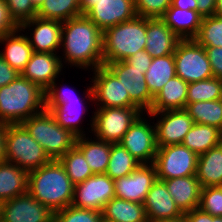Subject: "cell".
<instances>
[{
    "label": "cell",
    "mask_w": 222,
    "mask_h": 222,
    "mask_svg": "<svg viewBox=\"0 0 222 222\" xmlns=\"http://www.w3.org/2000/svg\"><path fill=\"white\" fill-rule=\"evenodd\" d=\"M60 47L63 67L93 71L104 65L103 32L84 14L62 22Z\"/></svg>",
    "instance_id": "1"
},
{
    "label": "cell",
    "mask_w": 222,
    "mask_h": 222,
    "mask_svg": "<svg viewBox=\"0 0 222 222\" xmlns=\"http://www.w3.org/2000/svg\"><path fill=\"white\" fill-rule=\"evenodd\" d=\"M74 184L59 160L28 173V193L53 213L71 205Z\"/></svg>",
    "instance_id": "2"
},
{
    "label": "cell",
    "mask_w": 222,
    "mask_h": 222,
    "mask_svg": "<svg viewBox=\"0 0 222 222\" xmlns=\"http://www.w3.org/2000/svg\"><path fill=\"white\" fill-rule=\"evenodd\" d=\"M45 110V91L21 74L0 87V122L21 124Z\"/></svg>",
    "instance_id": "3"
},
{
    "label": "cell",
    "mask_w": 222,
    "mask_h": 222,
    "mask_svg": "<svg viewBox=\"0 0 222 222\" xmlns=\"http://www.w3.org/2000/svg\"><path fill=\"white\" fill-rule=\"evenodd\" d=\"M146 18H135L103 32V62L124 61L146 47Z\"/></svg>",
    "instance_id": "4"
},
{
    "label": "cell",
    "mask_w": 222,
    "mask_h": 222,
    "mask_svg": "<svg viewBox=\"0 0 222 222\" xmlns=\"http://www.w3.org/2000/svg\"><path fill=\"white\" fill-rule=\"evenodd\" d=\"M21 125L43 147L50 159L58 160L75 146L76 136L62 128L47 110L25 119Z\"/></svg>",
    "instance_id": "5"
},
{
    "label": "cell",
    "mask_w": 222,
    "mask_h": 222,
    "mask_svg": "<svg viewBox=\"0 0 222 222\" xmlns=\"http://www.w3.org/2000/svg\"><path fill=\"white\" fill-rule=\"evenodd\" d=\"M5 140L6 161L18 165L28 173L51 160L21 124H7Z\"/></svg>",
    "instance_id": "6"
},
{
    "label": "cell",
    "mask_w": 222,
    "mask_h": 222,
    "mask_svg": "<svg viewBox=\"0 0 222 222\" xmlns=\"http://www.w3.org/2000/svg\"><path fill=\"white\" fill-rule=\"evenodd\" d=\"M91 120V132L96 138L116 144L119 143L130 126L143 113L137 107L97 108Z\"/></svg>",
    "instance_id": "7"
},
{
    "label": "cell",
    "mask_w": 222,
    "mask_h": 222,
    "mask_svg": "<svg viewBox=\"0 0 222 222\" xmlns=\"http://www.w3.org/2000/svg\"><path fill=\"white\" fill-rule=\"evenodd\" d=\"M93 77L90 86L87 87L83 99L94 102L96 108L111 107H136L131 101L127 90H125L121 81L105 66H99L93 70Z\"/></svg>",
    "instance_id": "8"
},
{
    "label": "cell",
    "mask_w": 222,
    "mask_h": 222,
    "mask_svg": "<svg viewBox=\"0 0 222 222\" xmlns=\"http://www.w3.org/2000/svg\"><path fill=\"white\" fill-rule=\"evenodd\" d=\"M176 75L187 83L213 77L205 47L195 39H181L174 52Z\"/></svg>",
    "instance_id": "9"
},
{
    "label": "cell",
    "mask_w": 222,
    "mask_h": 222,
    "mask_svg": "<svg viewBox=\"0 0 222 222\" xmlns=\"http://www.w3.org/2000/svg\"><path fill=\"white\" fill-rule=\"evenodd\" d=\"M198 156L182 144L158 147L154 165L157 179L195 176Z\"/></svg>",
    "instance_id": "10"
},
{
    "label": "cell",
    "mask_w": 222,
    "mask_h": 222,
    "mask_svg": "<svg viewBox=\"0 0 222 222\" xmlns=\"http://www.w3.org/2000/svg\"><path fill=\"white\" fill-rule=\"evenodd\" d=\"M144 116V118H143ZM143 113L130 126L119 144L124 147L140 164H153L156 153V129ZM145 119V120H144Z\"/></svg>",
    "instance_id": "11"
},
{
    "label": "cell",
    "mask_w": 222,
    "mask_h": 222,
    "mask_svg": "<svg viewBox=\"0 0 222 222\" xmlns=\"http://www.w3.org/2000/svg\"><path fill=\"white\" fill-rule=\"evenodd\" d=\"M115 197L114 180L106 173L93 174L84 182L74 185L72 206L102 212Z\"/></svg>",
    "instance_id": "12"
},
{
    "label": "cell",
    "mask_w": 222,
    "mask_h": 222,
    "mask_svg": "<svg viewBox=\"0 0 222 222\" xmlns=\"http://www.w3.org/2000/svg\"><path fill=\"white\" fill-rule=\"evenodd\" d=\"M148 118H158L155 125L157 147L182 144L185 135L194 125L185 109L148 112Z\"/></svg>",
    "instance_id": "13"
},
{
    "label": "cell",
    "mask_w": 222,
    "mask_h": 222,
    "mask_svg": "<svg viewBox=\"0 0 222 222\" xmlns=\"http://www.w3.org/2000/svg\"><path fill=\"white\" fill-rule=\"evenodd\" d=\"M105 66L121 81L129 93L130 101L144 114L148 113L151 110L154 97L148 90L145 72L133 68L125 61L111 62Z\"/></svg>",
    "instance_id": "14"
},
{
    "label": "cell",
    "mask_w": 222,
    "mask_h": 222,
    "mask_svg": "<svg viewBox=\"0 0 222 222\" xmlns=\"http://www.w3.org/2000/svg\"><path fill=\"white\" fill-rule=\"evenodd\" d=\"M3 222H53L54 213L28 192L1 203Z\"/></svg>",
    "instance_id": "15"
},
{
    "label": "cell",
    "mask_w": 222,
    "mask_h": 222,
    "mask_svg": "<svg viewBox=\"0 0 222 222\" xmlns=\"http://www.w3.org/2000/svg\"><path fill=\"white\" fill-rule=\"evenodd\" d=\"M156 180L155 165L140 164L131 174L114 180L115 197L143 204Z\"/></svg>",
    "instance_id": "16"
},
{
    "label": "cell",
    "mask_w": 222,
    "mask_h": 222,
    "mask_svg": "<svg viewBox=\"0 0 222 222\" xmlns=\"http://www.w3.org/2000/svg\"><path fill=\"white\" fill-rule=\"evenodd\" d=\"M30 27H33L30 29ZM22 32L31 30L27 36L34 52L58 53L61 46L62 22L58 20L34 17L19 25ZM34 29V30H33ZM59 48V49H58Z\"/></svg>",
    "instance_id": "17"
},
{
    "label": "cell",
    "mask_w": 222,
    "mask_h": 222,
    "mask_svg": "<svg viewBox=\"0 0 222 222\" xmlns=\"http://www.w3.org/2000/svg\"><path fill=\"white\" fill-rule=\"evenodd\" d=\"M84 15L102 32L137 16L134 0H99Z\"/></svg>",
    "instance_id": "18"
},
{
    "label": "cell",
    "mask_w": 222,
    "mask_h": 222,
    "mask_svg": "<svg viewBox=\"0 0 222 222\" xmlns=\"http://www.w3.org/2000/svg\"><path fill=\"white\" fill-rule=\"evenodd\" d=\"M58 53L33 52L21 75L46 91L63 71Z\"/></svg>",
    "instance_id": "19"
},
{
    "label": "cell",
    "mask_w": 222,
    "mask_h": 222,
    "mask_svg": "<svg viewBox=\"0 0 222 222\" xmlns=\"http://www.w3.org/2000/svg\"><path fill=\"white\" fill-rule=\"evenodd\" d=\"M83 101L82 98L45 99V110L54 116L62 128L69 130L76 137H81L86 135L80 125L87 110Z\"/></svg>",
    "instance_id": "20"
},
{
    "label": "cell",
    "mask_w": 222,
    "mask_h": 222,
    "mask_svg": "<svg viewBox=\"0 0 222 222\" xmlns=\"http://www.w3.org/2000/svg\"><path fill=\"white\" fill-rule=\"evenodd\" d=\"M148 222L171 219L184 215L170 196L166 184L156 180L143 202Z\"/></svg>",
    "instance_id": "21"
},
{
    "label": "cell",
    "mask_w": 222,
    "mask_h": 222,
    "mask_svg": "<svg viewBox=\"0 0 222 222\" xmlns=\"http://www.w3.org/2000/svg\"><path fill=\"white\" fill-rule=\"evenodd\" d=\"M145 51L153 58L174 54L181 40L161 18H146Z\"/></svg>",
    "instance_id": "22"
},
{
    "label": "cell",
    "mask_w": 222,
    "mask_h": 222,
    "mask_svg": "<svg viewBox=\"0 0 222 222\" xmlns=\"http://www.w3.org/2000/svg\"><path fill=\"white\" fill-rule=\"evenodd\" d=\"M162 181L166 184L170 196L183 213L198 208L202 187L196 175Z\"/></svg>",
    "instance_id": "23"
},
{
    "label": "cell",
    "mask_w": 222,
    "mask_h": 222,
    "mask_svg": "<svg viewBox=\"0 0 222 222\" xmlns=\"http://www.w3.org/2000/svg\"><path fill=\"white\" fill-rule=\"evenodd\" d=\"M20 28L12 33L0 36L5 48L0 52L2 58L18 73H22L33 54V48ZM4 51V52H3Z\"/></svg>",
    "instance_id": "24"
},
{
    "label": "cell",
    "mask_w": 222,
    "mask_h": 222,
    "mask_svg": "<svg viewBox=\"0 0 222 222\" xmlns=\"http://www.w3.org/2000/svg\"><path fill=\"white\" fill-rule=\"evenodd\" d=\"M188 85L181 77H172L154 97L149 112L185 109Z\"/></svg>",
    "instance_id": "25"
},
{
    "label": "cell",
    "mask_w": 222,
    "mask_h": 222,
    "mask_svg": "<svg viewBox=\"0 0 222 222\" xmlns=\"http://www.w3.org/2000/svg\"><path fill=\"white\" fill-rule=\"evenodd\" d=\"M202 16L194 10L171 5L161 19L180 39H194L200 30Z\"/></svg>",
    "instance_id": "26"
},
{
    "label": "cell",
    "mask_w": 222,
    "mask_h": 222,
    "mask_svg": "<svg viewBox=\"0 0 222 222\" xmlns=\"http://www.w3.org/2000/svg\"><path fill=\"white\" fill-rule=\"evenodd\" d=\"M89 136L76 138L75 147L84 155L93 174L105 173L108 167L111 143Z\"/></svg>",
    "instance_id": "27"
},
{
    "label": "cell",
    "mask_w": 222,
    "mask_h": 222,
    "mask_svg": "<svg viewBox=\"0 0 222 222\" xmlns=\"http://www.w3.org/2000/svg\"><path fill=\"white\" fill-rule=\"evenodd\" d=\"M28 192V172L18 165L0 163V202L13 199Z\"/></svg>",
    "instance_id": "28"
},
{
    "label": "cell",
    "mask_w": 222,
    "mask_h": 222,
    "mask_svg": "<svg viewBox=\"0 0 222 222\" xmlns=\"http://www.w3.org/2000/svg\"><path fill=\"white\" fill-rule=\"evenodd\" d=\"M196 177L202 188L222 186V143L198 156Z\"/></svg>",
    "instance_id": "29"
},
{
    "label": "cell",
    "mask_w": 222,
    "mask_h": 222,
    "mask_svg": "<svg viewBox=\"0 0 222 222\" xmlns=\"http://www.w3.org/2000/svg\"><path fill=\"white\" fill-rule=\"evenodd\" d=\"M102 218L108 222H148L142 203L116 197L103 207Z\"/></svg>",
    "instance_id": "30"
},
{
    "label": "cell",
    "mask_w": 222,
    "mask_h": 222,
    "mask_svg": "<svg viewBox=\"0 0 222 222\" xmlns=\"http://www.w3.org/2000/svg\"><path fill=\"white\" fill-rule=\"evenodd\" d=\"M221 143L222 131L219 128L194 123L185 135L182 145L200 156Z\"/></svg>",
    "instance_id": "31"
},
{
    "label": "cell",
    "mask_w": 222,
    "mask_h": 222,
    "mask_svg": "<svg viewBox=\"0 0 222 222\" xmlns=\"http://www.w3.org/2000/svg\"><path fill=\"white\" fill-rule=\"evenodd\" d=\"M174 76H176L174 54L153 58L145 73L150 94L155 97L165 83Z\"/></svg>",
    "instance_id": "32"
},
{
    "label": "cell",
    "mask_w": 222,
    "mask_h": 222,
    "mask_svg": "<svg viewBox=\"0 0 222 222\" xmlns=\"http://www.w3.org/2000/svg\"><path fill=\"white\" fill-rule=\"evenodd\" d=\"M185 110L194 123L217 127L222 131V99L186 103Z\"/></svg>",
    "instance_id": "33"
},
{
    "label": "cell",
    "mask_w": 222,
    "mask_h": 222,
    "mask_svg": "<svg viewBox=\"0 0 222 222\" xmlns=\"http://www.w3.org/2000/svg\"><path fill=\"white\" fill-rule=\"evenodd\" d=\"M81 15L83 12L79 0H45L37 10V17L61 22Z\"/></svg>",
    "instance_id": "34"
},
{
    "label": "cell",
    "mask_w": 222,
    "mask_h": 222,
    "mask_svg": "<svg viewBox=\"0 0 222 222\" xmlns=\"http://www.w3.org/2000/svg\"><path fill=\"white\" fill-rule=\"evenodd\" d=\"M140 163L119 143H111L110 159L106 174L113 180L131 174Z\"/></svg>",
    "instance_id": "35"
},
{
    "label": "cell",
    "mask_w": 222,
    "mask_h": 222,
    "mask_svg": "<svg viewBox=\"0 0 222 222\" xmlns=\"http://www.w3.org/2000/svg\"><path fill=\"white\" fill-rule=\"evenodd\" d=\"M58 160L74 185L84 182L93 175L84 155L75 146Z\"/></svg>",
    "instance_id": "36"
},
{
    "label": "cell",
    "mask_w": 222,
    "mask_h": 222,
    "mask_svg": "<svg viewBox=\"0 0 222 222\" xmlns=\"http://www.w3.org/2000/svg\"><path fill=\"white\" fill-rule=\"evenodd\" d=\"M218 99H222L221 78L212 77L189 83L186 103L214 101Z\"/></svg>",
    "instance_id": "37"
},
{
    "label": "cell",
    "mask_w": 222,
    "mask_h": 222,
    "mask_svg": "<svg viewBox=\"0 0 222 222\" xmlns=\"http://www.w3.org/2000/svg\"><path fill=\"white\" fill-rule=\"evenodd\" d=\"M194 39L203 47H222V17H203L199 33Z\"/></svg>",
    "instance_id": "38"
},
{
    "label": "cell",
    "mask_w": 222,
    "mask_h": 222,
    "mask_svg": "<svg viewBox=\"0 0 222 222\" xmlns=\"http://www.w3.org/2000/svg\"><path fill=\"white\" fill-rule=\"evenodd\" d=\"M102 212L68 206L54 213L53 222H102Z\"/></svg>",
    "instance_id": "39"
},
{
    "label": "cell",
    "mask_w": 222,
    "mask_h": 222,
    "mask_svg": "<svg viewBox=\"0 0 222 222\" xmlns=\"http://www.w3.org/2000/svg\"><path fill=\"white\" fill-rule=\"evenodd\" d=\"M198 208L211 216H222V186L201 188Z\"/></svg>",
    "instance_id": "40"
},
{
    "label": "cell",
    "mask_w": 222,
    "mask_h": 222,
    "mask_svg": "<svg viewBox=\"0 0 222 222\" xmlns=\"http://www.w3.org/2000/svg\"><path fill=\"white\" fill-rule=\"evenodd\" d=\"M137 16L161 18L172 5V0H134Z\"/></svg>",
    "instance_id": "41"
},
{
    "label": "cell",
    "mask_w": 222,
    "mask_h": 222,
    "mask_svg": "<svg viewBox=\"0 0 222 222\" xmlns=\"http://www.w3.org/2000/svg\"><path fill=\"white\" fill-rule=\"evenodd\" d=\"M5 2L10 16L18 25L37 16V10L31 0H5Z\"/></svg>",
    "instance_id": "42"
},
{
    "label": "cell",
    "mask_w": 222,
    "mask_h": 222,
    "mask_svg": "<svg viewBox=\"0 0 222 222\" xmlns=\"http://www.w3.org/2000/svg\"><path fill=\"white\" fill-rule=\"evenodd\" d=\"M57 79H55L51 86L45 91V99H71V98H81L80 96H77L75 93V88H69L70 86H58ZM75 96V97H74Z\"/></svg>",
    "instance_id": "43"
},
{
    "label": "cell",
    "mask_w": 222,
    "mask_h": 222,
    "mask_svg": "<svg viewBox=\"0 0 222 222\" xmlns=\"http://www.w3.org/2000/svg\"><path fill=\"white\" fill-rule=\"evenodd\" d=\"M19 25L10 16L5 0H0V36L12 33Z\"/></svg>",
    "instance_id": "44"
},
{
    "label": "cell",
    "mask_w": 222,
    "mask_h": 222,
    "mask_svg": "<svg viewBox=\"0 0 222 222\" xmlns=\"http://www.w3.org/2000/svg\"><path fill=\"white\" fill-rule=\"evenodd\" d=\"M213 77L222 79V47H205Z\"/></svg>",
    "instance_id": "45"
},
{
    "label": "cell",
    "mask_w": 222,
    "mask_h": 222,
    "mask_svg": "<svg viewBox=\"0 0 222 222\" xmlns=\"http://www.w3.org/2000/svg\"><path fill=\"white\" fill-rule=\"evenodd\" d=\"M152 59L153 57L149 53H147L145 50H140L124 61L133 68L143 70L146 73L147 69L151 65Z\"/></svg>",
    "instance_id": "46"
},
{
    "label": "cell",
    "mask_w": 222,
    "mask_h": 222,
    "mask_svg": "<svg viewBox=\"0 0 222 222\" xmlns=\"http://www.w3.org/2000/svg\"><path fill=\"white\" fill-rule=\"evenodd\" d=\"M19 75L0 55V87L10 84Z\"/></svg>",
    "instance_id": "47"
},
{
    "label": "cell",
    "mask_w": 222,
    "mask_h": 222,
    "mask_svg": "<svg viewBox=\"0 0 222 222\" xmlns=\"http://www.w3.org/2000/svg\"><path fill=\"white\" fill-rule=\"evenodd\" d=\"M197 12L202 17L213 16L216 6V0H196Z\"/></svg>",
    "instance_id": "48"
},
{
    "label": "cell",
    "mask_w": 222,
    "mask_h": 222,
    "mask_svg": "<svg viewBox=\"0 0 222 222\" xmlns=\"http://www.w3.org/2000/svg\"><path fill=\"white\" fill-rule=\"evenodd\" d=\"M187 222H211V215L199 208L184 213Z\"/></svg>",
    "instance_id": "49"
},
{
    "label": "cell",
    "mask_w": 222,
    "mask_h": 222,
    "mask_svg": "<svg viewBox=\"0 0 222 222\" xmlns=\"http://www.w3.org/2000/svg\"><path fill=\"white\" fill-rule=\"evenodd\" d=\"M6 123L0 122V163L6 161V140H5V132H6Z\"/></svg>",
    "instance_id": "50"
},
{
    "label": "cell",
    "mask_w": 222,
    "mask_h": 222,
    "mask_svg": "<svg viewBox=\"0 0 222 222\" xmlns=\"http://www.w3.org/2000/svg\"><path fill=\"white\" fill-rule=\"evenodd\" d=\"M172 5L179 9L194 10L197 11L196 0H172Z\"/></svg>",
    "instance_id": "51"
},
{
    "label": "cell",
    "mask_w": 222,
    "mask_h": 222,
    "mask_svg": "<svg viewBox=\"0 0 222 222\" xmlns=\"http://www.w3.org/2000/svg\"><path fill=\"white\" fill-rule=\"evenodd\" d=\"M99 0H79L83 14Z\"/></svg>",
    "instance_id": "52"
},
{
    "label": "cell",
    "mask_w": 222,
    "mask_h": 222,
    "mask_svg": "<svg viewBox=\"0 0 222 222\" xmlns=\"http://www.w3.org/2000/svg\"><path fill=\"white\" fill-rule=\"evenodd\" d=\"M156 222H187V221L185 219V215H182L176 218L158 220Z\"/></svg>",
    "instance_id": "53"
},
{
    "label": "cell",
    "mask_w": 222,
    "mask_h": 222,
    "mask_svg": "<svg viewBox=\"0 0 222 222\" xmlns=\"http://www.w3.org/2000/svg\"><path fill=\"white\" fill-rule=\"evenodd\" d=\"M214 15L222 17V0H216Z\"/></svg>",
    "instance_id": "54"
},
{
    "label": "cell",
    "mask_w": 222,
    "mask_h": 222,
    "mask_svg": "<svg viewBox=\"0 0 222 222\" xmlns=\"http://www.w3.org/2000/svg\"><path fill=\"white\" fill-rule=\"evenodd\" d=\"M44 1L45 0H31V3L33 4L34 8L36 10H38L41 7V5L43 4Z\"/></svg>",
    "instance_id": "55"
},
{
    "label": "cell",
    "mask_w": 222,
    "mask_h": 222,
    "mask_svg": "<svg viewBox=\"0 0 222 222\" xmlns=\"http://www.w3.org/2000/svg\"><path fill=\"white\" fill-rule=\"evenodd\" d=\"M211 222H222V216H211Z\"/></svg>",
    "instance_id": "56"
}]
</instances>
